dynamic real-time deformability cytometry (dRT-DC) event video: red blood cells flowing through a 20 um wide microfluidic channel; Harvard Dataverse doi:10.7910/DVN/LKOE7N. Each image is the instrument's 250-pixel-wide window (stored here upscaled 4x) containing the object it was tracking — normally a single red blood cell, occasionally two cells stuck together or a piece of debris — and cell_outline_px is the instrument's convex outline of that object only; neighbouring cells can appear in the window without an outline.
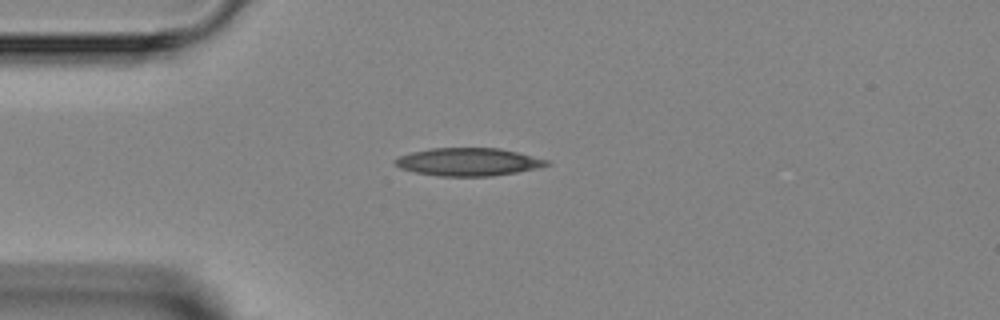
{"species": "Egyptian fruit bat (a non-hibernating species)", "species_latin": "Rousettus aegyptiacus", "temperature_condition": "room temperature", "stored_images_in_passage": 2, "camera_frame_rate_fps": 3000, "um_per_image_px": 0.085, "animal": {"sex": "female"}, "frame": {"image": 1, "passage_image": 2, "time_ms": 2.333, "image_size_px": [1000, 320], "cell_outline_px": [[552, 164], [540, 168], [492, 176], [440, 176], [416, 172], [400, 168], [392, 160], [400, 156], [412, 152], [432, 148], [500, 148], [548, 160]], "centroid_in_image_um": [39.83, 13.76], "position_along_channel_um": 45.2, "area_um2": 24.51}}